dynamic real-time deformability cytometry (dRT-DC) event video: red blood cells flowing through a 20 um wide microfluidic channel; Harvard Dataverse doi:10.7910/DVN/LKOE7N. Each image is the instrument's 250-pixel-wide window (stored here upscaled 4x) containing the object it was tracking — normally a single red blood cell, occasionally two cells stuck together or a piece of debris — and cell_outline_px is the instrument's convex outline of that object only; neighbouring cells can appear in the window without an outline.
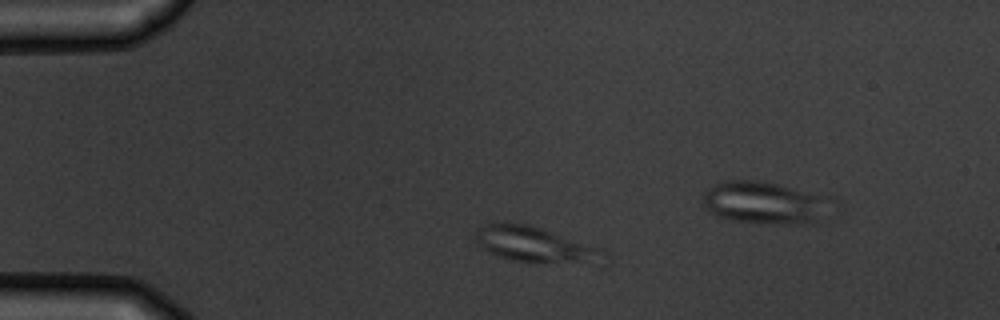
{"species": "common noctule bat (a hibernating species)", "species_latin": "Nyctalus noctula", "temperature_condition": "warm", "stored_images_in_passage": 4, "camera_frame_rate_fps": 3000, "um_per_image_px": 0.085, "animal": {"sex": "male", "body_mass_g": 19.5, "forearm_length_mm": 54.6}, "frame": {"image": 1, "passage_image": 2, "time_ms": 1.0, "image_size_px": [1000, 320], "cell_outline_px": [[608, 256], [580, 260], [512, 260], [488, 252], [476, 240], [476, 232], [484, 224], [500, 220], [528, 224], [600, 248]], "centroid_in_image_um": [45.24, 20.67], "position_along_channel_um": 39.8, "area_um2": 24.57}}